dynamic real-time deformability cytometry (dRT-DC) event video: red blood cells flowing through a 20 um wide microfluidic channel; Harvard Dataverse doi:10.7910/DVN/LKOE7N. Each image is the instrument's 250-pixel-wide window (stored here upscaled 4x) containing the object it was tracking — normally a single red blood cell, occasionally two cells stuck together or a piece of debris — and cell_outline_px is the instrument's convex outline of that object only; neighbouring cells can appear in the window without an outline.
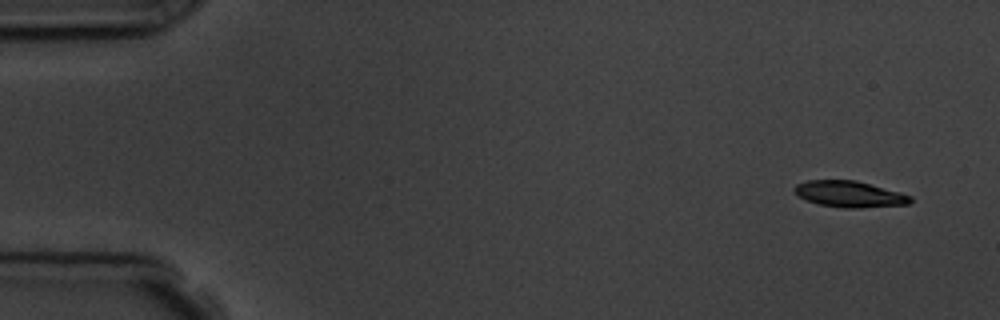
{"species": "common noctule bat (a hibernating species)", "species_latin": "Nyctalus noctula", "temperature_condition": "room temperature", "stored_images_in_passage": 6, "camera_frame_rate_fps": 3000, "um_per_image_px": 0.085, "animal": {"sex": "male", "body_mass_g": 19.5, "forearm_length_mm": 54.6}, "frame": {"image": 1, "passage_image": 1, "time_ms": 0.0, "image_size_px": [1000, 320], "cell_outline_px": [[912, 200], [908, 204], [860, 208], [844, 208], [820, 204], [796, 196], [792, 192], [792, 188], [796, 184], [808, 180], [856, 180], [900, 192], [912, 196]], "centroid_in_image_um": [72.17, 16.49], "position_along_channel_um": 12.8, "area_um2": 17.8}}
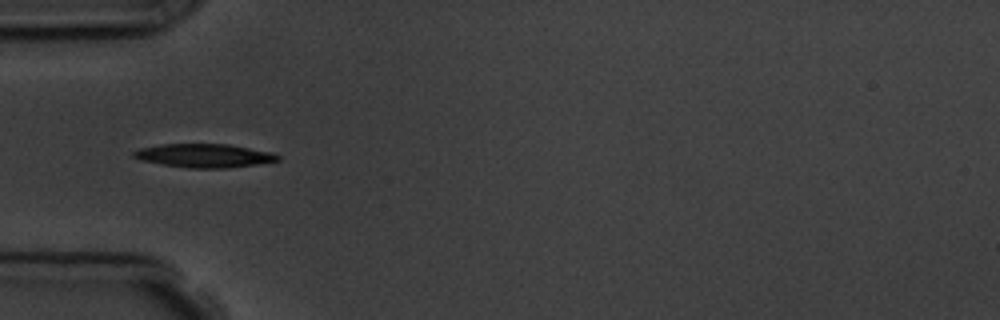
{"frame": {"image": 2, "passage_image": 5, "time_ms": 4.667, "image_size_px": [1000, 320], "cell_outline_px": [[280, 160], [256, 164], [228, 168], [188, 168], [140, 160], [132, 156], [132, 152], [140, 148], [160, 144], [228, 144], [272, 152], [280, 156]], "centroid_in_image_um": [17.35, 13.22], "position_along_channel_um": 67.6, "area_um2": 19.77}}